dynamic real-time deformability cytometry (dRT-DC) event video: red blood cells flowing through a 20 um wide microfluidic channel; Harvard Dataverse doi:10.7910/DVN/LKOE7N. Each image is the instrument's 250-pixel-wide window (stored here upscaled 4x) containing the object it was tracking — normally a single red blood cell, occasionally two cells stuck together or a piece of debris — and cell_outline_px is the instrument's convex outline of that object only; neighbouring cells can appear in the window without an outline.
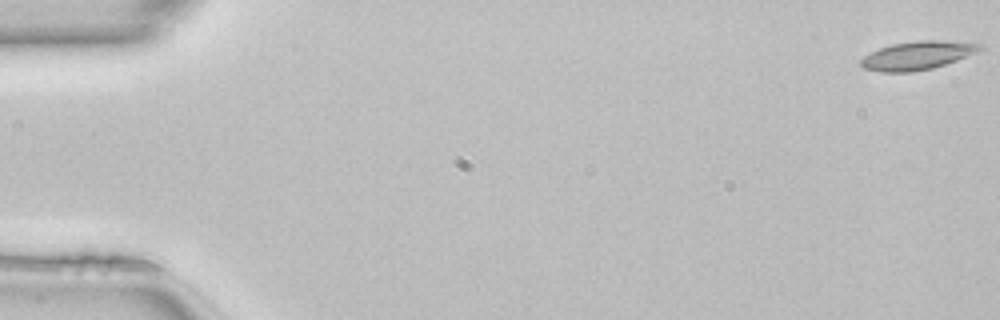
{"species": "common noctule bat (a hibernating species)", "species_latin": "Nyctalus noctula", "temperature_condition": "room temperature", "stored_images_in_passage": 50, "camera_frame_rate_fps": 3000, "um_per_image_px": 0.085, "animal": {"sex": "female", "body_mass_g": 22.7, "forearm_length_mm": 54.2}, "frame": {"image": 1, "passage_image": 1, "time_ms": 0.0, "image_size_px": [1000, 320], "cell_outline_px": [[984, 48], [976, 52], [956, 60], [932, 68], [912, 72], [880, 72], [864, 68], [860, 64], [860, 60], [864, 56], [880, 48], [892, 44], [916, 40], [940, 40], [984, 44]], "centroid_in_image_um": [77.98, 4.71], "position_along_channel_um": 7.0, "area_um2": 19.59}}
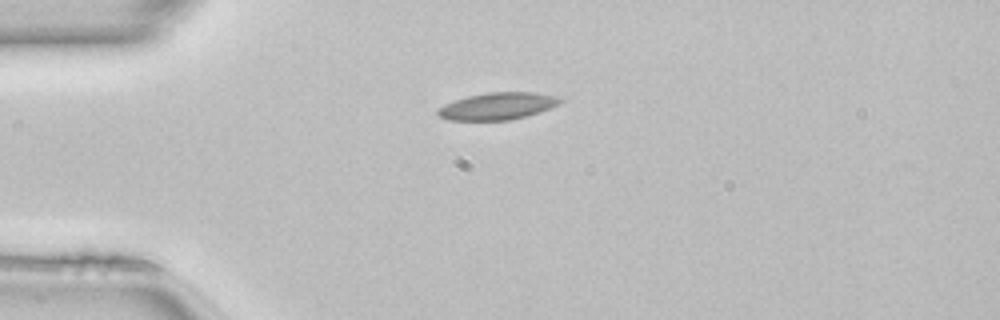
{"frame": {"image": 2, "passage_image": 13, "time_ms": 4.0, "image_size_px": [1000, 320], "cell_outline_px": [[564, 100], [560, 104], [540, 112], [508, 120], [448, 120], [440, 116], [436, 112], [444, 104], [468, 96], [488, 92], [532, 92], [556, 96]], "centroid_in_image_um": [42.32, 9.01], "position_along_channel_um": 42.7, "area_um2": 19.13}}
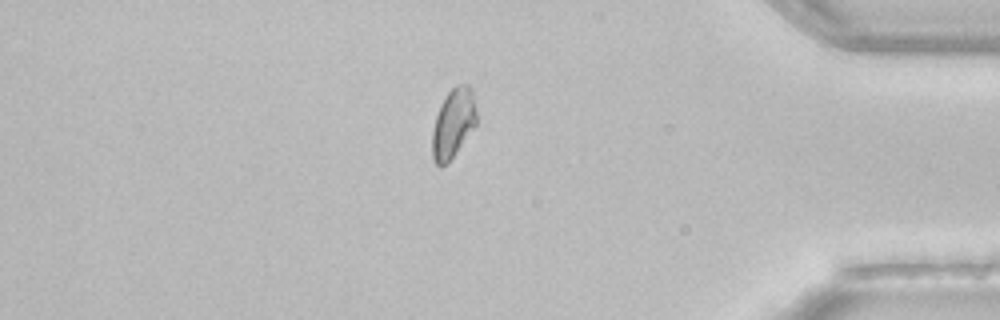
{"frame": {"image": 3, "passage_image": 43, "time_ms": 14.0, "image_size_px": [1000, 320], "cell_outline_px": [[476, 124], [448, 164], [440, 168], [436, 164], [432, 156], [432, 128], [440, 104], [448, 92], [456, 84], [468, 84], [472, 88], [476, 108]], "centroid_in_image_um": [38.51, 10.48], "position_along_channel_um": 396.7, "area_um2": 18.09}, "authors_computed_cell_mechanics": {"area_um2": 18.6116, "velocity_mm_per_s": 4.111, "shape_relaxation_time_tau1_ms": null, "shape_relaxation_time_tau2_ms": 5.7706, "deformation_change_tau1": null, "deformation_change_tau2": 0.0828}}